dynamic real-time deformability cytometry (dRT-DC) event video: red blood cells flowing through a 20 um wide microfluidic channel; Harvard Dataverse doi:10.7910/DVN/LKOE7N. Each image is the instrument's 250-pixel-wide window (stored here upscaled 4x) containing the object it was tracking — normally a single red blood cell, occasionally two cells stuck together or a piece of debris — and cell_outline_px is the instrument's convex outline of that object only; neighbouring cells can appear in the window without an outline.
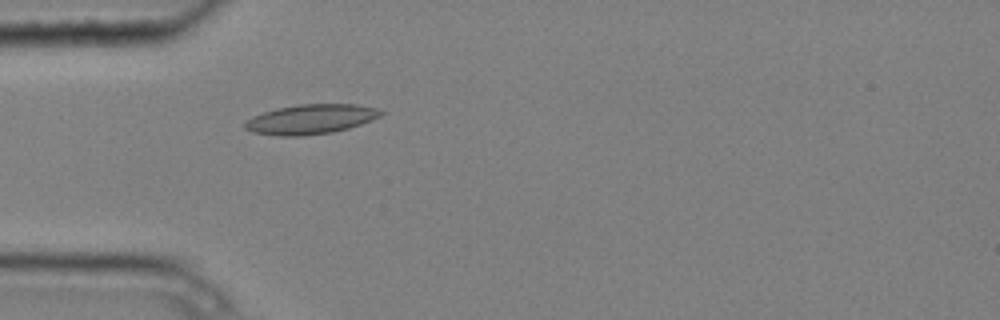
{"species": "common noctule bat (a hibernating species)", "species_latin": "Nyctalus noctula", "temperature_condition": "cold", "stored_images_in_passage": 5, "camera_frame_rate_fps": 3000, "um_per_image_px": 0.085, "animal": {"sex": "male", "body_mass_g": 20.4}, "frame": {"image": 1, "passage_image": 5, "time_ms": 1.333, "image_size_px": [1000, 320], "cell_outline_px": [[384, 112], [380, 116], [372, 120], [348, 128], [332, 132], [304, 136], [280, 136], [252, 132], [244, 128], [244, 120], [252, 116], [276, 108], [300, 104], [356, 104], [376, 108]], "centroid_in_image_um": [26.38, 10.13], "position_along_channel_um": 58.6, "area_um2": 23.58}}